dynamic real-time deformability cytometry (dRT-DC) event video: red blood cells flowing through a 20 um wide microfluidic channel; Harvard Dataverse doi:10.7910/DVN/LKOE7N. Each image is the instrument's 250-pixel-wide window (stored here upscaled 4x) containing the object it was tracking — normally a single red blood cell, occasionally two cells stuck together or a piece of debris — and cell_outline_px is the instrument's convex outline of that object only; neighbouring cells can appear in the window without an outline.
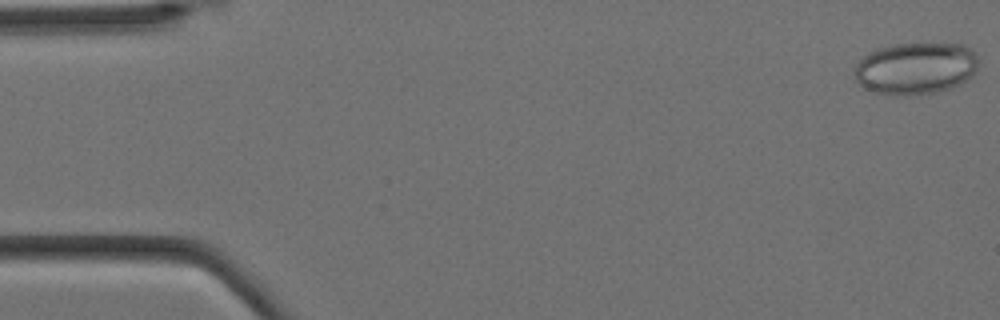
{"species": "Egyptian fruit bat (a non-hibernating species)", "species_latin": "Rousettus aegyptiacus", "temperature_condition": "cold", "stored_images_in_passage": 5, "camera_frame_rate_fps": 3000, "um_per_image_px": 0.085, "animal": {"sex": "female"}, "frame": {"image": 1, "passage_image": 1, "time_ms": 0.0, "image_size_px": [1000, 320], "cell_outline_px": [[980, 60], [972, 76], [960, 84], [952, 88], [936, 92], [908, 96], [876, 92], [864, 88], [856, 80], [852, 68], [864, 56], [880, 48], [896, 44], [964, 44]], "centroid_in_image_um": [77.83, 5.82], "position_along_channel_um": 7.2, "area_um2": 37.45}}